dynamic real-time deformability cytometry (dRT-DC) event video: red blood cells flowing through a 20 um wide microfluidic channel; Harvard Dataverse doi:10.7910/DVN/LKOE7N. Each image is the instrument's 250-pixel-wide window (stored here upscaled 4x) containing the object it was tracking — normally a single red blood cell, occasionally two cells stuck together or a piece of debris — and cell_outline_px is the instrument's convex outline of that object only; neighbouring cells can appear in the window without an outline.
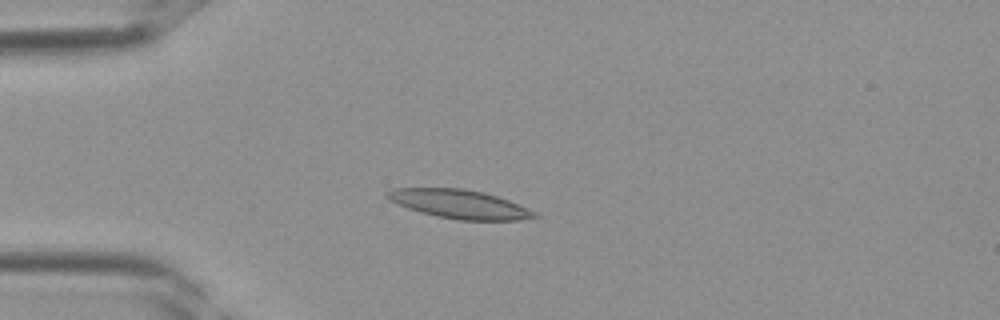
{"species": "Egyptian fruit bat (a non-hibernating species)", "species_latin": "Rousettus aegyptiacus", "temperature_condition": "room temperature", "stored_images_in_passage": 37, "camera_frame_rate_fps": 3000, "um_per_image_px": 0.085, "frame": {"image": 1, "passage_image": 9, "time_ms": 2.667, "image_size_px": [1000, 320], "cell_outline_px": [[540, 216], [520, 220], [456, 220], [436, 216], [420, 212], [396, 204], [388, 200], [384, 196], [384, 192], [392, 188], [464, 188], [484, 192], [508, 200], [536, 212]], "centroid_in_image_um": [38.99, 17.34], "position_along_channel_um": 46.0, "area_um2": 24.85}}
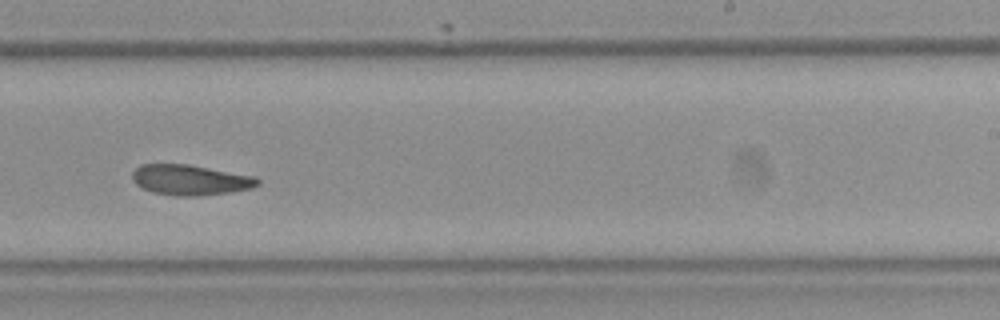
{"frame": {"image": 2, "passage_image": 23, "time_ms": 7.333, "image_size_px": [1000, 320], "cell_outline_px": [[260, 184], [252, 188], [228, 192], [196, 196], [176, 196], [152, 192], [136, 184], [132, 180], [132, 172], [140, 164], [188, 164], [256, 176], [260, 180]], "centroid_in_image_um": [16.18, 15.28], "position_along_channel_um": 272.8, "area_um2": 22.25}}
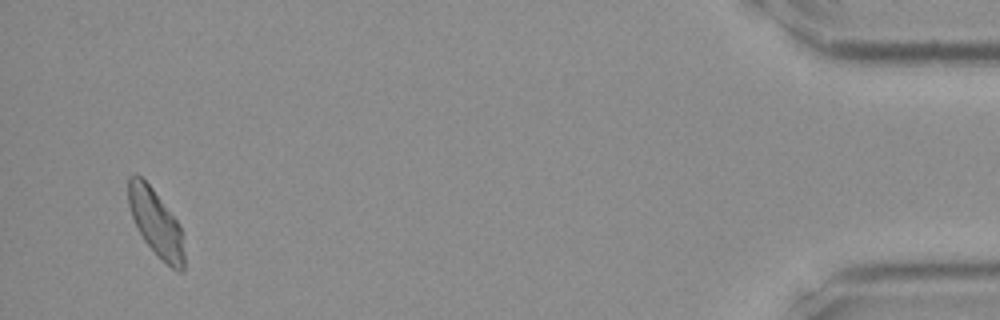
{"frame": {"image": 3, "passage_image": 36, "time_ms": 11.667, "image_size_px": [1000, 320], "cell_outline_px": [[184, 268], [180, 272], [172, 268], [144, 240], [132, 216], [128, 204], [128, 176], [136, 172], [152, 188], [180, 224], [184, 252]], "centroid_in_image_um": [13.24, 18.89], "position_along_channel_um": 422.0, "area_um2": 21.21}}